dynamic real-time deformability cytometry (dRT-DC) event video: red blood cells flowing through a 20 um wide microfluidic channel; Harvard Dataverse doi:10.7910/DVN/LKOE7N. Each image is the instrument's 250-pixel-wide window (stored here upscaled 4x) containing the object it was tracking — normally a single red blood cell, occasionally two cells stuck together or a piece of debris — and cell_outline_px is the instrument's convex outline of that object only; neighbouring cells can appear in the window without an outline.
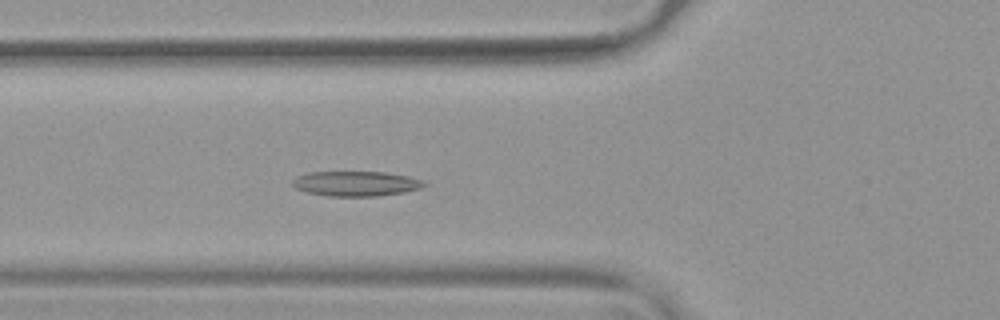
{"species": "common noctule bat (a hibernating species)", "species_latin": "Nyctalus noctula", "temperature_condition": "warm", "stored_images_in_passage": 54, "camera_frame_rate_fps": 3000, "um_per_image_px": 0.085, "animal": {"sex": "female", "body_mass_g": 19.9}, "frame": {"image": 1, "passage_image": 20, "time_ms": 6.333, "image_size_px": [1000, 320], "cell_outline_px": [[428, 184], [420, 188], [404, 192], [376, 196], [328, 196], [304, 192], [296, 188], [292, 184], [292, 180], [296, 176], [308, 172], [384, 172], [408, 176], [424, 180]], "centroid_in_image_um": [30.24, 15.6], "position_along_channel_um": 95.6, "area_um2": 19.25}}
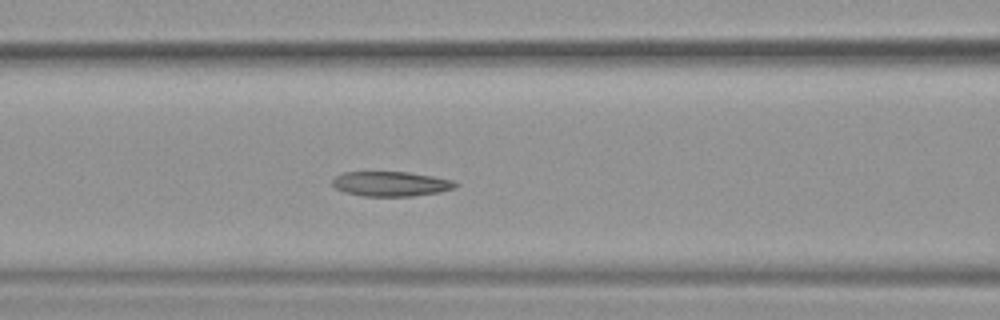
{"frame": {"image": 2, "passage_image": 23, "time_ms": 7.333, "image_size_px": [1000, 320], "cell_outline_px": [[460, 184], [456, 188], [440, 192], [412, 196], [364, 196], [344, 192], [336, 188], [332, 184], [332, 180], [336, 176], [344, 172], [408, 172], [456, 180]], "centroid_in_image_um": [33.28, 15.63], "position_along_channel_um": 133.3, "area_um2": 17.92}}
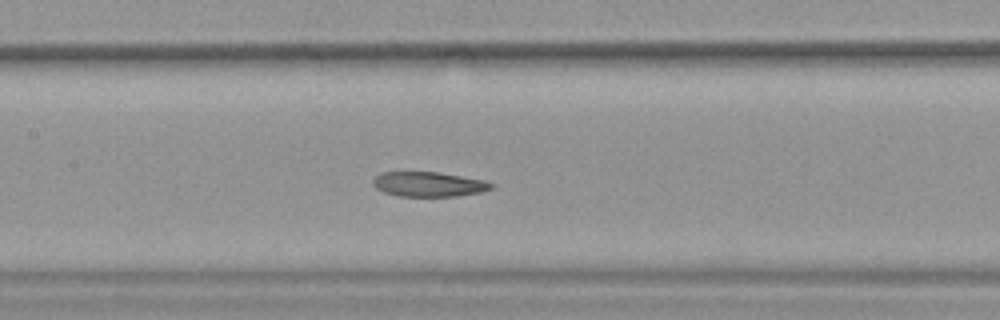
{"frame": {"image": 3, "passage_image": 26, "time_ms": 8.333, "image_size_px": [1000, 320], "cell_outline_px": [[496, 184], [492, 188], [480, 192], [456, 196], [400, 196], [384, 192], [376, 188], [372, 184], [372, 180], [380, 172], [436, 172], [484, 180]], "centroid_in_image_um": [36.42, 15.66], "position_along_channel_um": 171.0, "area_um2": 16.99}, "authors_computed_cell_mechanics": {"area_um2": 19.3052, "velocity_mm_per_s": 3.7657, "shape_relaxation_time_tau1_ms": null, "shape_relaxation_time_tau2_ms": 3.715, "deformation_change_tau1": null, "deformation_change_tau2": 0.1}}